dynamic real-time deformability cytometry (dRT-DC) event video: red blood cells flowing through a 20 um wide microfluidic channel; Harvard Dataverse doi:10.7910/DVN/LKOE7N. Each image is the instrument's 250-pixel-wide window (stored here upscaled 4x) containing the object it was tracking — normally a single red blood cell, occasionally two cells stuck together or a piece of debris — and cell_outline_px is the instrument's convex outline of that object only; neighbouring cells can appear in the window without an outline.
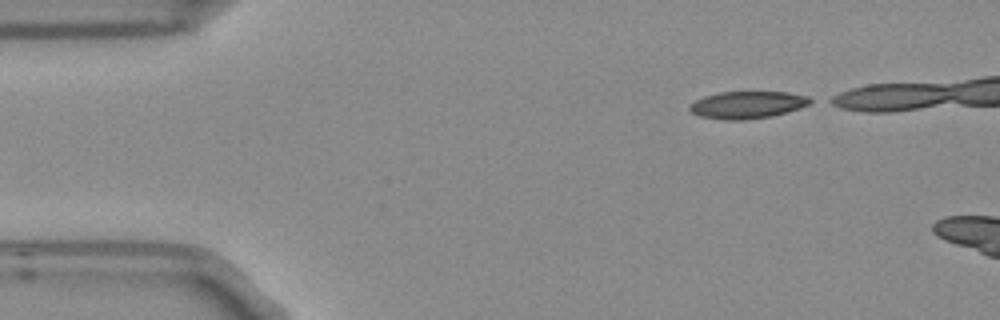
{"species": "Egyptian fruit bat (a non-hibernating species)", "species_latin": "Rousettus aegyptiacus", "temperature_condition": "room temperature", "stored_images_in_passage": 3, "camera_frame_rate_fps": 3000, "um_per_image_px": 0.085, "frame": {"image": 1, "passage_image": 1, "time_ms": 0.0, "image_size_px": [1000, 320], "cell_outline_px": [[816, 100], [800, 108], [788, 112], [772, 116], [744, 120], [728, 120], [700, 116], [692, 112], [688, 108], [688, 104], [704, 96], [720, 92], [788, 92], [808, 96]], "centroid_in_image_um": [63.55, 8.91], "position_along_channel_um": 21.4, "area_um2": 19.25}}